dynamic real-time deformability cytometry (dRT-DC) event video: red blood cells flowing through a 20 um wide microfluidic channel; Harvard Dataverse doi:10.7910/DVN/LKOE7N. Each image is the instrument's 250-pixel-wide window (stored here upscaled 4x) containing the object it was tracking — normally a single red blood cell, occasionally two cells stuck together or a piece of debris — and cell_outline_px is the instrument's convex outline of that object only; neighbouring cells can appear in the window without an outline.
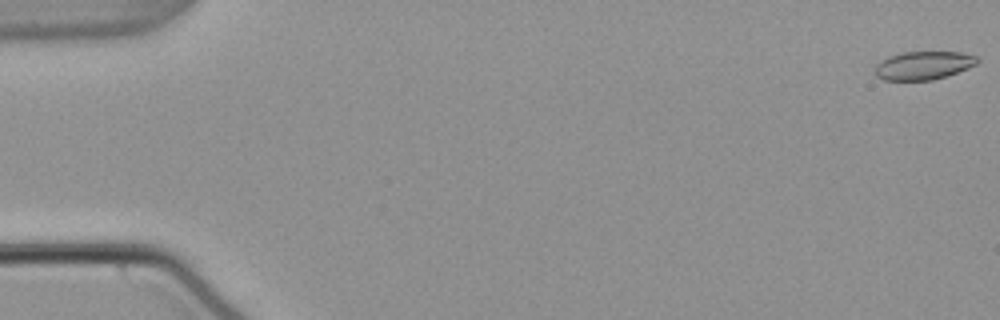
{"species": "common noctule bat (a hibernating species)", "species_latin": "Nyctalus noctula", "temperature_condition": "warm", "stored_images_in_passage": 55, "camera_frame_rate_fps": 3000, "um_per_image_px": 0.085, "animal": {"sex": "male", "body_mass_g": 21.5, "forearm_length_mm": 52.0}, "frame": {"image": 1, "passage_image": 1, "time_ms": 0.0, "image_size_px": [1000, 320], "cell_outline_px": [[980, 60], [976, 64], [968, 68], [948, 76], [932, 80], [884, 80], [876, 76], [876, 64], [880, 60], [888, 56], [900, 52], [964, 52], [976, 56]], "centroid_in_image_um": [78.5, 5.55], "position_along_channel_um": 6.5, "area_um2": 17.05}}
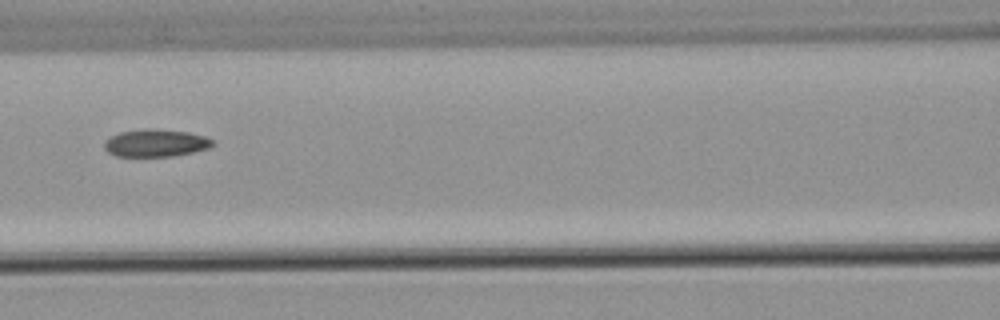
{"frame": {"image": 2, "passage_image": 25, "time_ms": 8.0, "image_size_px": [1000, 320], "cell_outline_px": [[216, 144], [208, 148], [192, 152], [172, 156], [116, 156], [108, 152], [104, 148], [104, 140], [120, 132], [144, 128], [156, 128], [188, 132], [204, 136], [212, 140]], "centroid_in_image_um": [13.22, 12.14], "position_along_channel_um": 153.4, "area_um2": 17.4}}
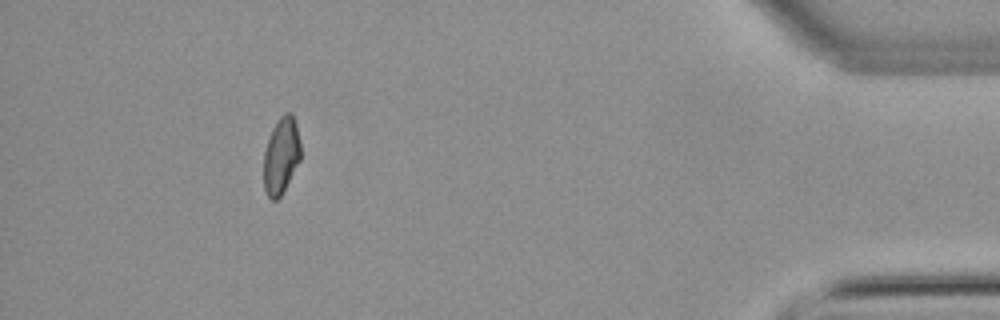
{"frame": {"image": 3, "passage_image": 50, "time_ms": 16.333, "image_size_px": [1000, 320], "cell_outline_px": [[300, 160], [280, 196], [276, 200], [272, 200], [268, 196], [264, 188], [264, 152], [272, 128], [280, 116], [284, 112], [292, 112], [296, 124], [300, 144]], "centroid_in_image_um": [23.89, 13.2], "position_along_channel_um": 411.3, "area_um2": 16.3}, "authors_computed_cell_mechanics": {"area_um2": 17.3978, "velocity_mm_per_s": 3.8133, "shape_relaxation_time_tau1_ms": null, "shape_relaxation_time_tau2_ms": 4.149, "deformation_change_tau1": null, "deformation_change_tau2": 0.1032}}